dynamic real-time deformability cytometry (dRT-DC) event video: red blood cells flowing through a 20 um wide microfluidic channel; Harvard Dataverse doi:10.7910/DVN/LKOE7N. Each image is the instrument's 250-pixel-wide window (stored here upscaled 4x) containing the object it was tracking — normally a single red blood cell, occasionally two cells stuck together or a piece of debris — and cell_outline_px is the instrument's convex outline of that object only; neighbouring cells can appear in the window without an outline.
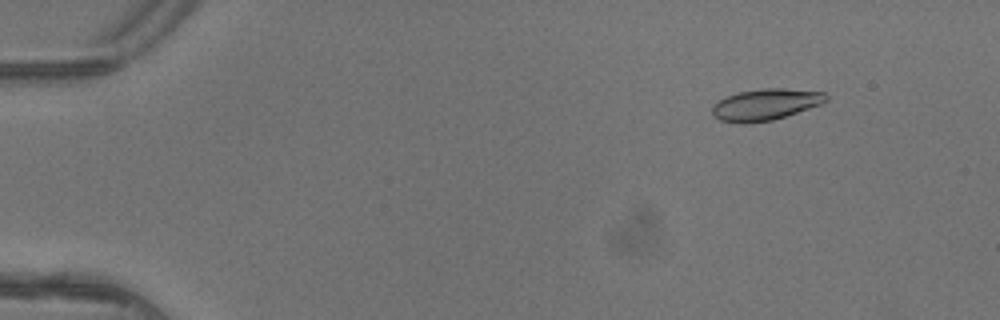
{"species": "common noctule bat (a hibernating species)", "species_latin": "Nyctalus noctula", "temperature_condition": "warm", "stored_images_in_passage": 5, "camera_frame_rate_fps": 3000, "um_per_image_px": 0.085, "animal": {"sex": "female"}, "frame": {"image": 1, "passage_image": 2, "time_ms": 0.333, "image_size_px": [1000, 320], "cell_outline_px": [[828, 100], [820, 104], [772, 120], [744, 124], [720, 120], [712, 116], [712, 108], [720, 100], [728, 96], [740, 92], [764, 88], [784, 88], [824, 92], [828, 96]], "centroid_in_image_um": [65.07, 8.88], "position_along_channel_um": 19.9, "area_um2": 20.52}}